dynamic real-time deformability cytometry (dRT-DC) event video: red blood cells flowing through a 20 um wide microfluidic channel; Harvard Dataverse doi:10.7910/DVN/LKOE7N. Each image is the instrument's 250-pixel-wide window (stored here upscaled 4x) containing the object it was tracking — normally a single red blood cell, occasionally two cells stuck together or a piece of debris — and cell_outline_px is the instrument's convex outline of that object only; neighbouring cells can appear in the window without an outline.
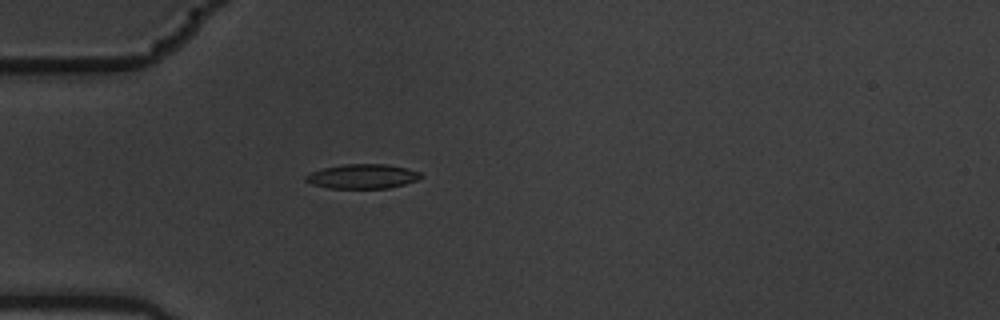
{"species": "common noctule bat (a hibernating species)", "species_latin": "Nyctalus noctula", "temperature_condition": "warm", "stored_images_in_passage": 1, "camera_frame_rate_fps": 3000, "um_per_image_px": 0.085, "animal": {"sex": "male", "body_mass_g": 19.5, "forearm_length_mm": 54.6}, "frame": {"image": 1, "passage_image": 1, "time_ms": 0.0, "image_size_px": [1000, 320], "cell_outline_px": [[424, 176], [416, 180], [404, 184], [388, 188], [328, 188], [312, 184], [304, 180], [304, 176], [312, 172], [324, 168], [344, 164], [388, 164], [408, 168], [420, 172]], "centroid_in_image_um": [30.83, 14.98], "position_along_channel_um": 54.2, "area_um2": 16.42}}